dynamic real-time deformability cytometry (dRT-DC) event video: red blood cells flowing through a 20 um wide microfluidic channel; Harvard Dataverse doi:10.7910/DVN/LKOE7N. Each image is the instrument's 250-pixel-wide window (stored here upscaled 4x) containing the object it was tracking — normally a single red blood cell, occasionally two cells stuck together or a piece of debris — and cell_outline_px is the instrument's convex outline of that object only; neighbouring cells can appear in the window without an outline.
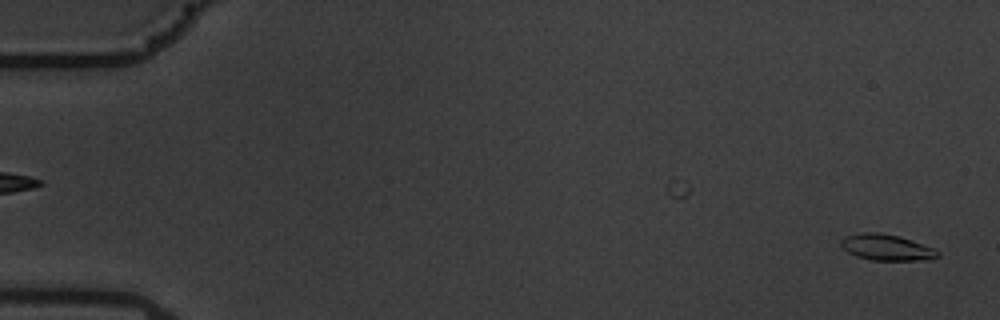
{"species": "common noctule bat (a hibernating species)", "species_latin": "Nyctalus noctula", "temperature_condition": "warm", "stored_images_in_passage": 50, "camera_frame_rate_fps": 3000, "um_per_image_px": 0.085, "animal": {"sex": "male", "body_mass_g": 19.5, "forearm_length_mm": 54.6}, "frame": {"image": 1, "passage_image": 2, "time_ms": 0.333, "image_size_px": [1000, 320], "cell_outline_px": [[940, 256], [916, 260], [872, 260], [856, 256], [848, 252], [840, 244], [840, 240], [848, 236], [864, 232], [880, 232], [900, 236], [936, 248], [940, 252]], "centroid_in_image_um": [75.38, 21.02], "position_along_channel_um": 9.6, "area_um2": 14.62}}
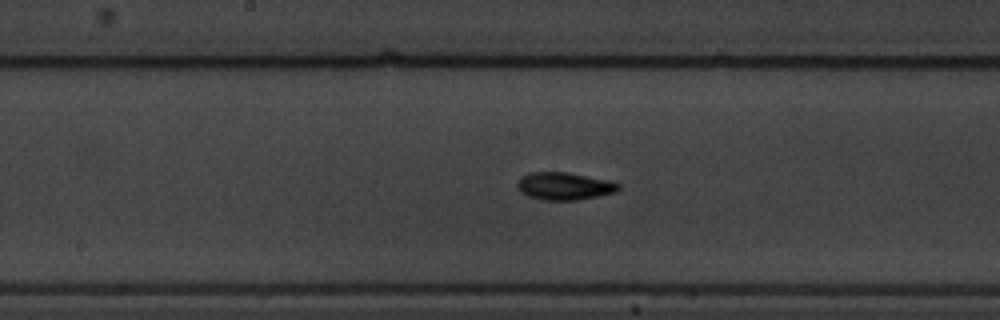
{"frame": {"image": 2, "passage_image": 31, "time_ms": 10.0, "image_size_px": [1000, 320], "cell_outline_px": [[620, 188], [616, 192], [576, 200], [540, 200], [528, 196], [520, 192], [516, 184], [520, 176], [528, 172], [568, 172], [608, 180], [620, 184]], "centroid_in_image_um": [47.92, 15.81], "position_along_channel_um": 200.3, "area_um2": 16.36}}
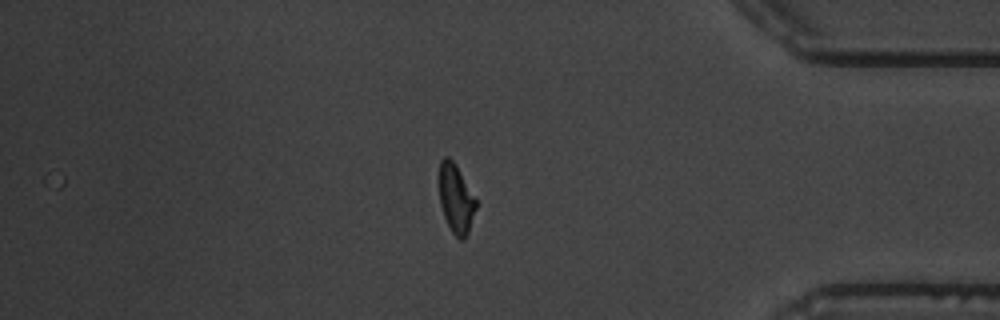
{"frame": {"image": 3, "passage_image": 50, "time_ms": 16.333, "image_size_px": [1000, 320], "cell_outline_px": [[476, 208], [468, 232], [464, 240], [460, 240], [452, 232], [444, 216], [440, 204], [440, 160], [444, 156], [448, 156], [456, 164], [476, 200]], "centroid_in_image_um": [38.75, 16.88], "position_along_channel_um": 396.4, "area_um2": 14.51}, "authors_computed_cell_mechanics": {"area_um2": 15.1436, "velocity_mm_per_s": 3.5313, "shape_relaxation_time_tau1_ms": 3.5033, "shape_relaxation_time_tau2_ms": 5.9148, "deformation_change_tau1": 0.1381, "deformation_change_tau2": 0.1264}}